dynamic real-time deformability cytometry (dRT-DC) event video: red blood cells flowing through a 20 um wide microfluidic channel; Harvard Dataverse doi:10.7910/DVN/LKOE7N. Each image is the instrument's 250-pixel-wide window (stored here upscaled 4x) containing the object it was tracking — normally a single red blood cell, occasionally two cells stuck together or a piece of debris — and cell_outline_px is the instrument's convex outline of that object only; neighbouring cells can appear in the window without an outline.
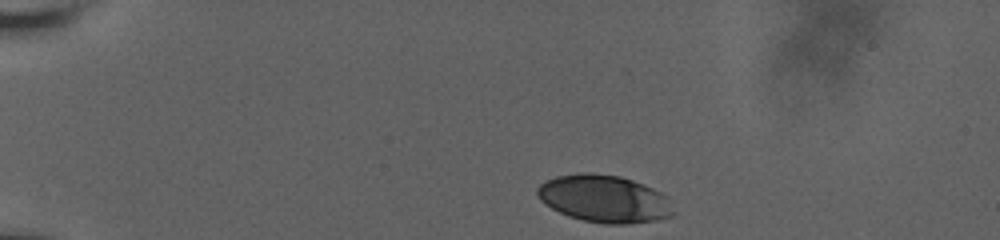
{"species": "human", "species_latin": "Homo sapiens", "temperature_condition": "room temperature", "stored_images_in_passage": 40, "camera_frame_rate_fps": 3000, "um_per_image_px": 0.085, "donor": {"sex": "male"}, "frame": {"image": 1, "passage_image": 1, "time_ms": 0.0, "image_size_px": [1000, 240], "cell_outline_px": [[672, 216], [656, 220], [624, 224], [604, 224], [584, 220], [568, 216], [552, 208], [540, 200], [536, 192], [536, 188], [540, 184], [556, 176], [580, 172], [592, 172], [620, 176], [644, 184], [668, 196], [672, 212]], "centroid_in_image_um": [51.34, 16.88], "position_along_channel_um": 33.7, "area_um2": 37.51}}
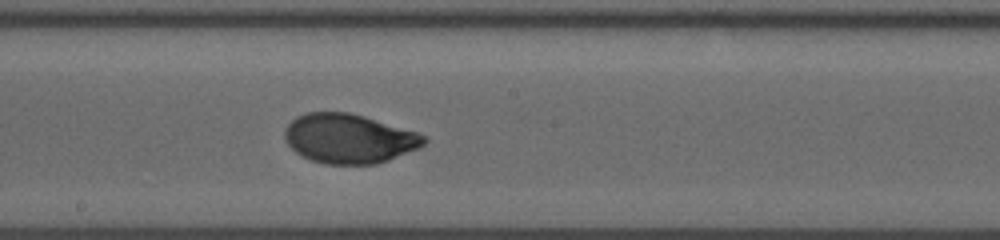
{"frame": {"image": 2, "passage_image": 23, "time_ms": 7.333, "image_size_px": [1000, 240], "cell_outline_px": [[428, 140], [420, 148], [388, 160], [376, 164], [324, 164], [312, 160], [296, 152], [284, 140], [284, 128], [296, 116], [308, 112], [348, 112], [364, 116], [416, 132], [428, 136]], "centroid_in_image_um": [29.67, 11.78], "position_along_channel_um": 218.5, "area_um2": 40.11}}
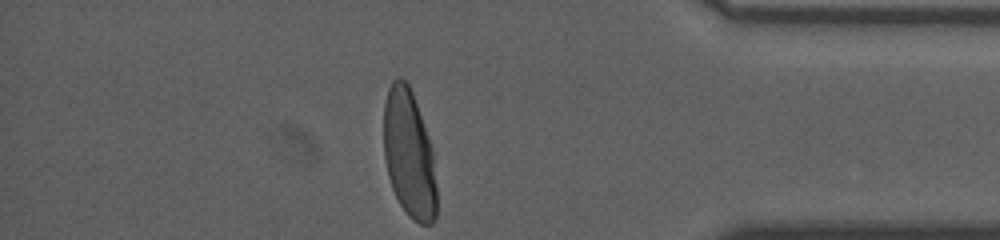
{"frame": {"image": 3, "passage_image": 40, "time_ms": 13.0, "image_size_px": [1000, 240], "cell_outline_px": [[436, 216], [432, 224], [420, 224], [412, 220], [408, 216], [400, 204], [392, 188], [388, 176], [384, 156], [384, 104], [388, 88], [392, 80], [396, 76], [400, 76], [408, 84], [412, 92], [428, 136], [432, 148], [436, 184]], "centroid_in_image_um": [34.76, 13.1], "position_along_channel_um": 400.4, "area_um2": 39.54}, "authors_computed_cell_mechanics": {"area_um2": 39.9398, "velocity_mm_per_s": 3.6388, "shape_relaxation_time_tau1_ms": 3.895, "shape_relaxation_time_tau2_ms": null, "deformation_change_tau1": 0.186, "deformation_change_tau2": null}}